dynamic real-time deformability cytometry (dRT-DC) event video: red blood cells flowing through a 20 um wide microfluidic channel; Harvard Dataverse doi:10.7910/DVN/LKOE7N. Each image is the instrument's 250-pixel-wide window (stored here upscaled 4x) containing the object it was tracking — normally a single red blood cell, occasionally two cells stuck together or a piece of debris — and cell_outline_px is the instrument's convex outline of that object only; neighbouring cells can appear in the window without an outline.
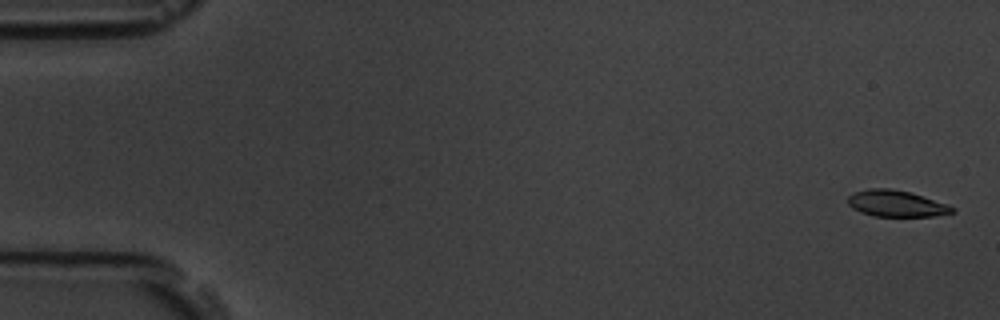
{"species": "common noctule bat (a hibernating species)", "species_latin": "Nyctalus noctula", "temperature_condition": "room temperature", "stored_images_in_passage": 8, "camera_frame_rate_fps": 3000, "um_per_image_px": 0.085, "animal": {"sex": "male", "body_mass_g": 19.5, "forearm_length_mm": 54.6}, "frame": {"image": 1, "passage_image": 1, "time_ms": 0.0, "image_size_px": [1000, 320], "cell_outline_px": [[956, 212], [932, 216], [872, 216], [860, 212], [852, 208], [848, 204], [848, 196], [856, 192], [868, 188], [892, 188], [908, 192], [948, 204], [956, 208]], "centroid_in_image_um": [76.18, 17.3], "position_along_channel_um": 8.8, "area_um2": 16.01}}
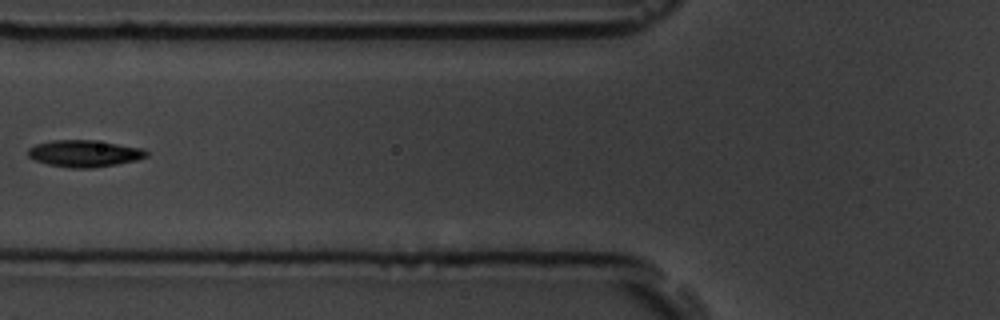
{"frame": {"image": 2, "passage_image": 7, "time_ms": 7.0, "image_size_px": [1000, 320], "cell_outline_px": [[148, 156], [136, 160], [116, 164], [92, 168], [68, 168], [48, 164], [36, 160], [28, 156], [28, 148], [36, 144], [52, 140], [92, 140], [144, 148], [148, 152]], "centroid_in_image_um": [7.18, 13.05], "position_along_channel_um": 118.6, "area_um2": 18.44}}
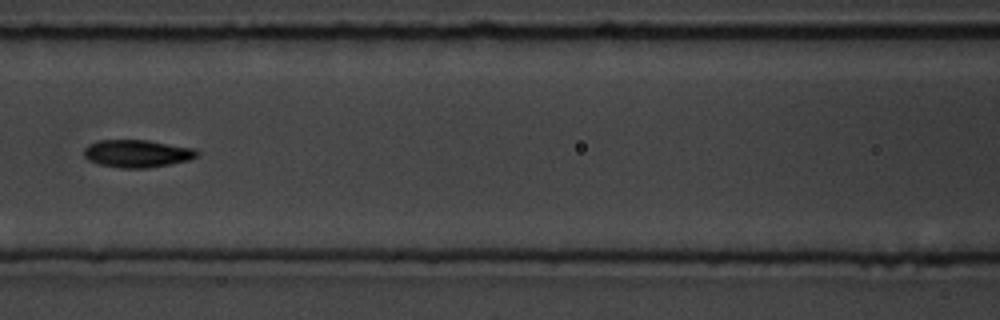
{"frame": {"image": 3, "passage_image": 8, "time_ms": 8.0, "image_size_px": [1000, 320], "cell_outline_px": [[200, 156], [188, 160], [148, 168], [120, 168], [100, 164], [88, 160], [84, 156], [84, 148], [88, 144], [96, 140], [148, 140], [196, 148], [200, 152]], "centroid_in_image_um": [11.68, 13.04], "position_along_channel_um": 154.9, "area_um2": 18.38}}